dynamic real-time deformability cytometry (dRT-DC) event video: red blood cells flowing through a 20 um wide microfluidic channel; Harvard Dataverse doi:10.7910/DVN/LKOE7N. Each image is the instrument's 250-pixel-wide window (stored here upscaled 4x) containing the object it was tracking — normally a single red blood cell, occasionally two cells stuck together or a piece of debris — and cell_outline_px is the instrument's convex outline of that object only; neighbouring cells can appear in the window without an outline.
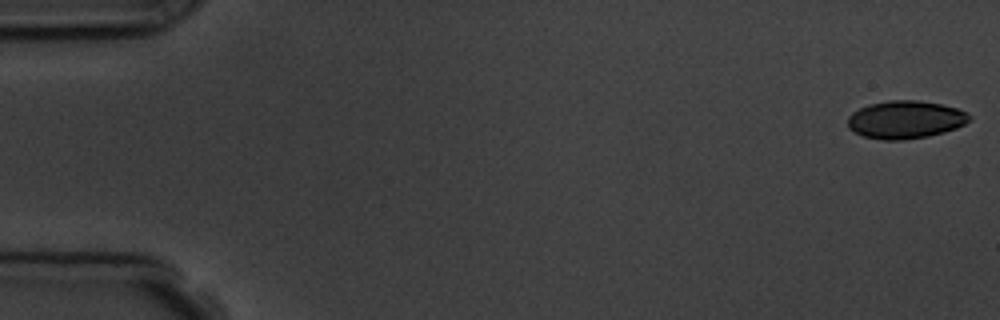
{"species": "common noctule bat (a hibernating species)", "species_latin": "Nyctalus noctula", "temperature_condition": "room temperature", "stored_images_in_passage": 6, "segment_of_instrument_passage": [2, 2], "camera_frame_rate_fps": 3000, "um_per_image_px": 0.085, "animal": {"sex": "male", "body_mass_g": 19.5, "forearm_length_mm": 54.6}, "frame": {"image": 1, "passage_image": 6, "time_ms": 5.667, "image_size_px": [1000, 320], "cell_outline_px": [[972, 116], [964, 124], [956, 128], [944, 132], [928, 136], [904, 140], [884, 140], [864, 136], [848, 128], [848, 116], [852, 112], [868, 104], [888, 100], [916, 100], [940, 104], [956, 108], [968, 112]], "centroid_in_image_um": [76.95, 10.16], "position_along_channel_um": 8.0, "area_um2": 26.82}}